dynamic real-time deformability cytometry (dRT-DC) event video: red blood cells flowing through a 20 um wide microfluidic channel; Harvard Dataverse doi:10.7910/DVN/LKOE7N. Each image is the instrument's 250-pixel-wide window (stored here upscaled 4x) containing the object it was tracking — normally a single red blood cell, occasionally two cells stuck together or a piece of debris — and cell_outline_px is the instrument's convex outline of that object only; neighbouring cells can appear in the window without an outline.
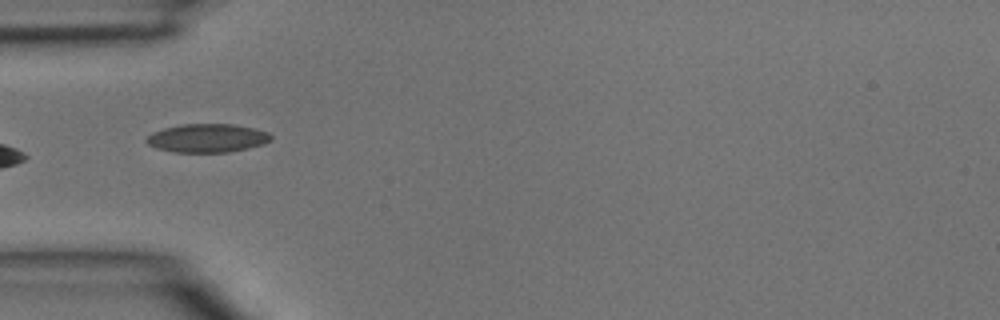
{"species": "common noctule bat (a hibernating species)", "species_latin": "Nyctalus noctula", "temperature_condition": "room temperature", "stored_images_in_passage": 4, "camera_frame_rate_fps": 3000, "um_per_image_px": 0.085, "animal": {"sex": "male", "body_mass_g": 15.6}, "frame": {"image": 1, "passage_image": 3, "time_ms": 0.667, "image_size_px": [1000, 320], "cell_outline_px": [[272, 140], [264, 144], [248, 148], [228, 152], [176, 152], [156, 148], [148, 144], [144, 140], [152, 132], [164, 128], [180, 124], [232, 124], [252, 128], [268, 132], [272, 136]], "centroid_in_image_um": [17.61, 11.74], "position_along_channel_um": 67.4, "area_um2": 20.69}}